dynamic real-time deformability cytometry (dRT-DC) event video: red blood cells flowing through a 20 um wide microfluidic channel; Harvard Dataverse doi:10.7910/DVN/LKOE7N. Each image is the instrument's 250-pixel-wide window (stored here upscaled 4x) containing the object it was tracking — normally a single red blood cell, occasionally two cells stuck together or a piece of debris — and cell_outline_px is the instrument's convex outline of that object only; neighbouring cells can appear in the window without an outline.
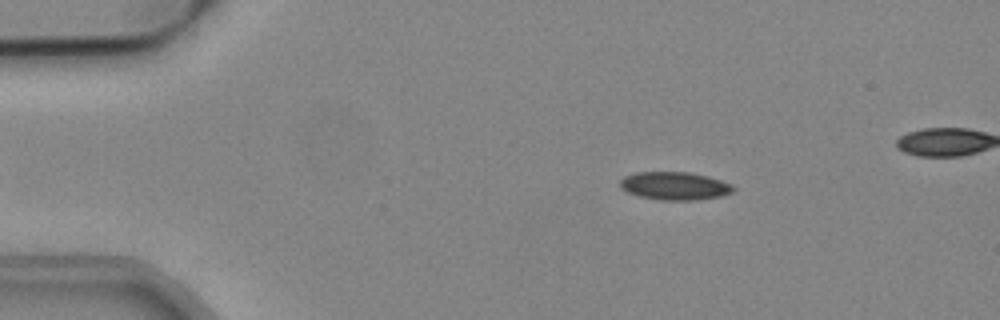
{"species": "common noctule bat (a hibernating species)", "species_latin": "Nyctalus noctula", "temperature_condition": "cold", "stored_images_in_passage": 43, "camera_frame_rate_fps": 3000, "um_per_image_px": 0.085, "animal": {"sex": "male", "body_mass_g": 19.2, "forearm_length_mm": 51.8}, "frame": {"image": 1, "passage_image": 2, "time_ms": 0.333, "image_size_px": [1000, 320], "cell_outline_px": [[736, 188], [732, 192], [720, 196], [696, 200], [660, 200], [640, 196], [628, 192], [620, 188], [620, 180], [624, 176], [636, 172], [688, 172], [708, 176], [732, 184]], "centroid_in_image_um": [57.35, 15.8], "position_along_channel_um": 27.7, "area_um2": 18.5}}
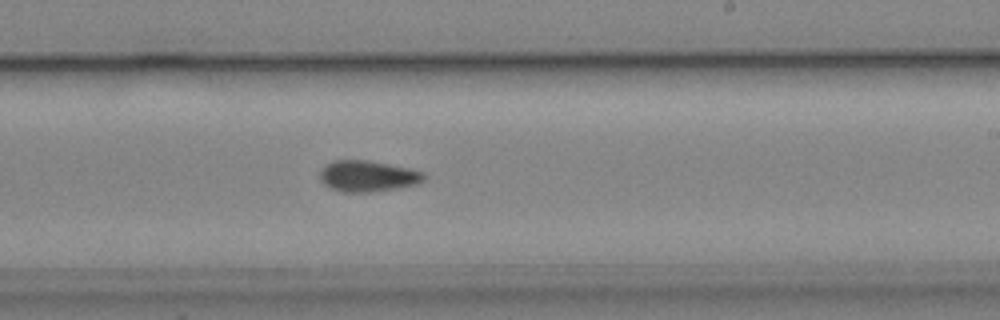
{"frame": {"image": 2, "passage_image": 25, "time_ms": 8.0, "image_size_px": [1000, 320], "cell_outline_px": [[428, 176], [424, 180], [416, 184], [396, 188], [364, 192], [344, 192], [332, 188], [324, 184], [320, 180], [320, 168], [324, 164], [332, 160], [368, 160], [408, 168], [424, 172]], "centroid_in_image_um": [31.23, 14.95], "position_along_channel_um": 257.8, "area_um2": 18.84}}
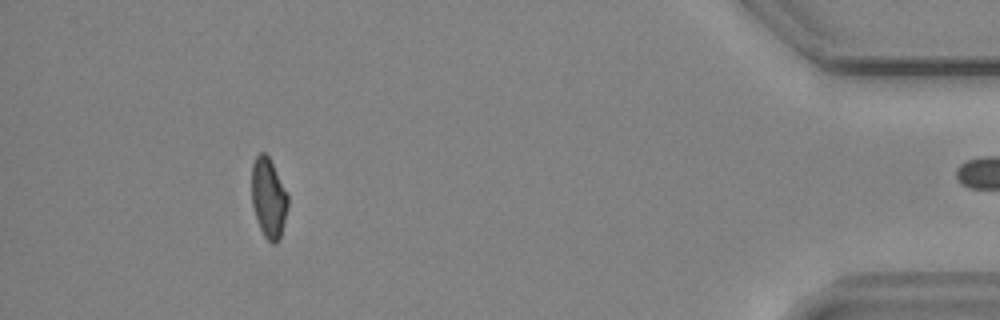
{"frame": {"image": 3, "passage_image": 42, "time_ms": 13.667, "image_size_px": [1000, 320], "cell_outline_px": [[288, 204], [280, 240], [276, 244], [272, 244], [264, 236], [256, 220], [252, 204], [252, 164], [256, 156], [260, 152], [264, 152], [268, 156], [288, 192]], "centroid_in_image_um": [22.83, 16.84], "position_along_channel_um": 412.4, "area_um2": 16.99}}